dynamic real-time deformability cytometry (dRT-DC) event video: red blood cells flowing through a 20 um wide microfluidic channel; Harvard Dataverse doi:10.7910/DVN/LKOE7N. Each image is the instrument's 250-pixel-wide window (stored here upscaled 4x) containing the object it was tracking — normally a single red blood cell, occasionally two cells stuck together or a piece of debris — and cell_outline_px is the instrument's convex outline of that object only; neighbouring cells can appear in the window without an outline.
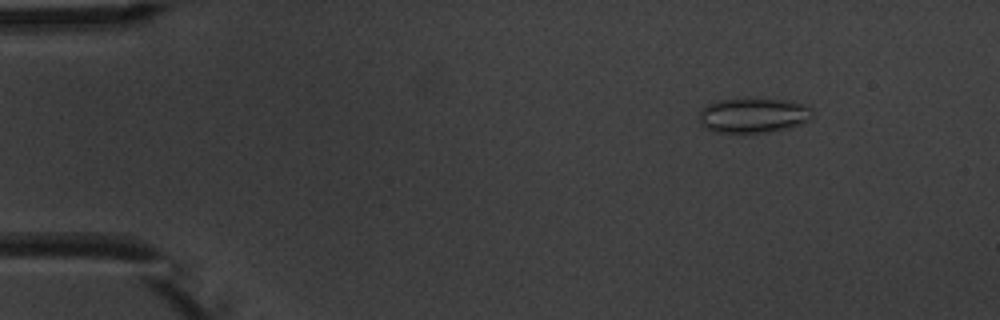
{"species": "common noctule bat (a hibernating species)", "species_latin": "Nyctalus noctula", "temperature_condition": "warm", "stored_images_in_passage": 6, "camera_frame_rate_fps": 3000, "um_per_image_px": 0.085, "animal": {"sex": "male", "body_mass_g": 20.1, "forearm_length_mm": 53.5}, "frame": {"image": 1, "passage_image": 2, "time_ms": 1.0, "image_size_px": [1000, 320], "cell_outline_px": [[812, 116], [808, 120], [792, 128], [744, 136], [712, 132], [700, 124], [700, 112], [704, 104], [716, 100], [792, 100], [804, 104], [812, 108]], "centroid_in_image_um": [64.0, 9.87], "position_along_channel_um": 21.0, "area_um2": 23.76}}
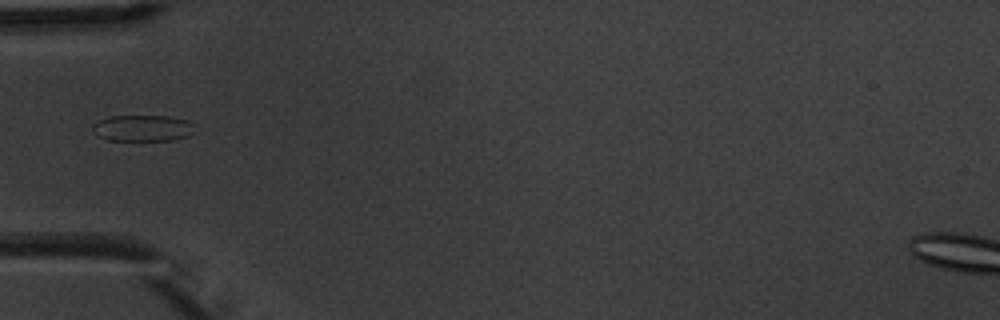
{"frame": {"image": 2, "passage_image": 5, "time_ms": 4.667, "image_size_px": [1000, 320], "cell_outline_px": [[192, 132], [188, 136], [172, 140], [108, 140], [96, 136], [92, 132], [92, 124], [100, 120], [112, 116], [168, 116], [188, 120], [192, 124]], "centroid_in_image_um": [12.07, 10.89], "position_along_channel_um": 72.9, "area_um2": 15.61}}
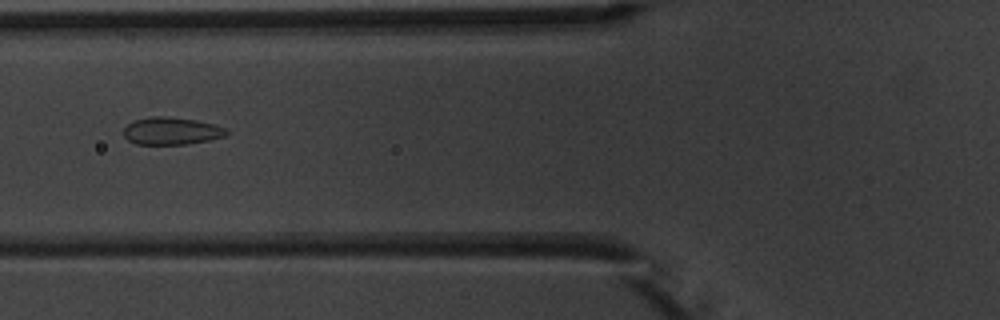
{"frame": {"image": 3, "passage_image": 6, "time_ms": 5.667, "image_size_px": [1000, 320], "cell_outline_px": [[232, 132], [224, 136], [208, 140], [188, 144], [136, 144], [128, 140], [124, 136], [124, 128], [128, 124], [136, 120], [152, 116], [168, 116], [196, 120], [216, 124], [228, 128]], "centroid_in_image_um": [14.63, 11.13], "position_along_channel_um": 111.2, "area_um2": 16.59}}